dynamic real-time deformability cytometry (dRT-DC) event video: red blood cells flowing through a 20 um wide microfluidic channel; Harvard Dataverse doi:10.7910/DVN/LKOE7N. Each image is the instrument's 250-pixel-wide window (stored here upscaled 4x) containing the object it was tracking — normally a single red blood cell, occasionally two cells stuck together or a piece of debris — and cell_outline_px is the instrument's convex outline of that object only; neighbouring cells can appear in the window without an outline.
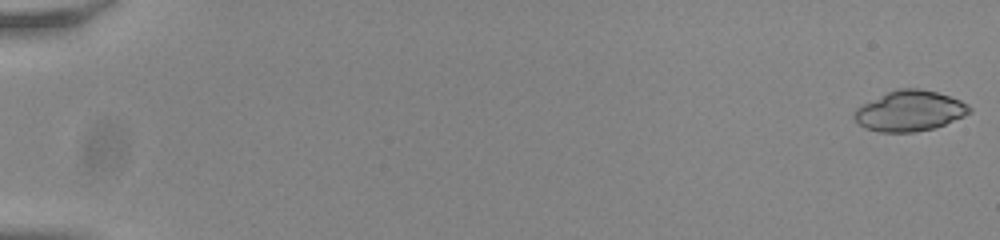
{"species": "common noctule bat (a hibernating species)", "species_latin": "Nyctalus noctula", "temperature_condition": "room temperature", "stored_images_in_passage": 15, "camera_frame_rate_fps": 3000, "um_per_image_px": 0.085, "animal": {"sex": "male", "body_mass_g": 20.0, "forearm_length_mm": 53.3}, "frame": {"image": 1, "passage_image": 1, "time_ms": 0.0, "image_size_px": [1000, 240], "cell_outline_px": [[972, 112], [964, 116], [944, 124], [932, 128], [912, 132], [880, 132], [864, 128], [852, 116], [856, 108], [896, 88], [920, 88], [936, 92], [960, 100], [972, 108]], "centroid_in_image_um": [77.32, 9.43], "position_along_channel_um": 7.7, "area_um2": 26.88}}
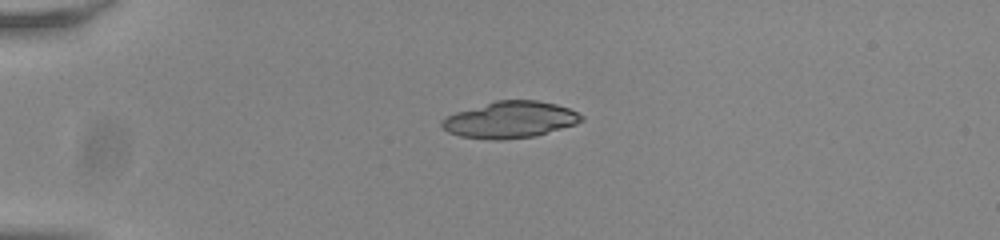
{"frame": {"image": 2, "passage_image": 15, "time_ms": 4.667, "image_size_px": [1000, 240], "cell_outline_px": [[584, 120], [576, 124], [536, 136], [500, 140], [496, 140], [460, 136], [448, 132], [440, 124], [448, 116], [456, 112], [496, 100], [536, 100], [556, 104], [568, 108], [584, 116]], "centroid_in_image_um": [43.4, 10.18], "position_along_channel_um": 41.6, "area_um2": 29.54}}